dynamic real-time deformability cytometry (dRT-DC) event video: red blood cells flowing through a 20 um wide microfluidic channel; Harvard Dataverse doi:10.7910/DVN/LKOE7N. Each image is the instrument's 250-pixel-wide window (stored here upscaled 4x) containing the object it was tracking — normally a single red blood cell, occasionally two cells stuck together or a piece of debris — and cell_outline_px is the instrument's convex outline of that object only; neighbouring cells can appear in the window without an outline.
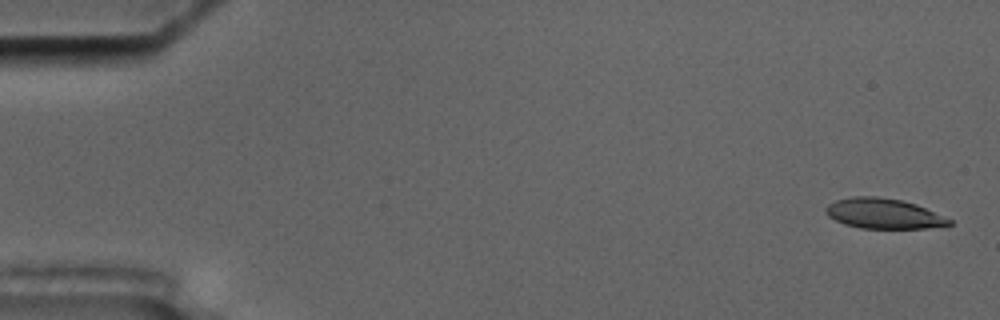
{"species": "common noctule bat (a hibernating species)", "species_latin": "Nyctalus noctula", "temperature_condition": "cold", "stored_images_in_passage": 5, "camera_frame_rate_fps": 3000, "um_per_image_px": 0.085, "animal": {"sex": "male", "body_mass_g": 17.5, "forearm_length_mm": 52.3}, "frame": {"image": 1, "passage_image": 1, "time_ms": 0.0, "image_size_px": [1000, 320], "cell_outline_px": [[952, 224], [928, 228], [860, 228], [844, 224], [828, 216], [824, 212], [824, 208], [828, 204], [836, 200], [852, 196], [876, 196], [900, 200], [916, 204], [952, 220]], "centroid_in_image_um": [75.06, 18.15], "position_along_channel_um": 9.9, "area_um2": 21.62}}